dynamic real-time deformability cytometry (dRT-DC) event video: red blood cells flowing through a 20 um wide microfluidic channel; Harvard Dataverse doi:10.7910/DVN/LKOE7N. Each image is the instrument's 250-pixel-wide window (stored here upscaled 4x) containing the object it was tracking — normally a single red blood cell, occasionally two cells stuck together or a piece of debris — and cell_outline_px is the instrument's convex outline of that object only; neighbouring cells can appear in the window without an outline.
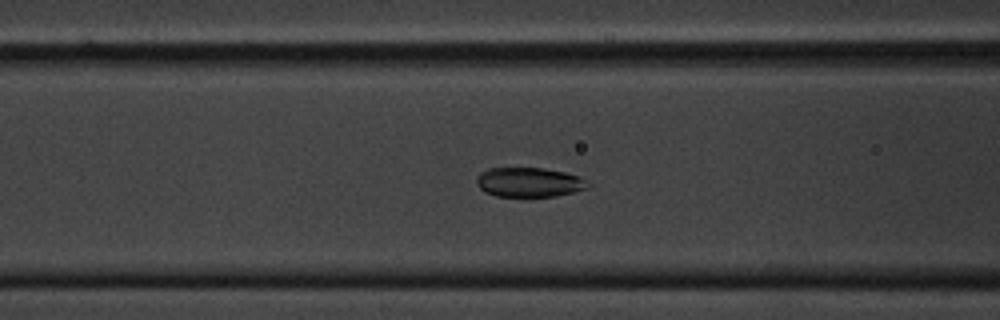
{"species": "common noctule bat (a hibernating species)", "species_latin": "Nyctalus noctula", "temperature_condition": "cold", "stored_images_in_passage": 60, "camera_frame_rate_fps": 3000, "um_per_image_px": 0.085, "animal": {"sex": "male", "body_mass_g": 20.1, "forearm_length_mm": 53.5}, "frame": {"image": 1, "passage_image": 24, "time_ms": 7.667, "image_size_px": [1000, 320], "cell_outline_px": [[588, 188], [556, 196], [528, 200], [524, 200], [496, 196], [480, 188], [476, 180], [480, 172], [488, 168], [544, 168], [564, 172], [580, 176], [584, 180]], "centroid_in_image_um": [44.94, 15.54], "position_along_channel_um": 121.7, "area_um2": 19.77}}
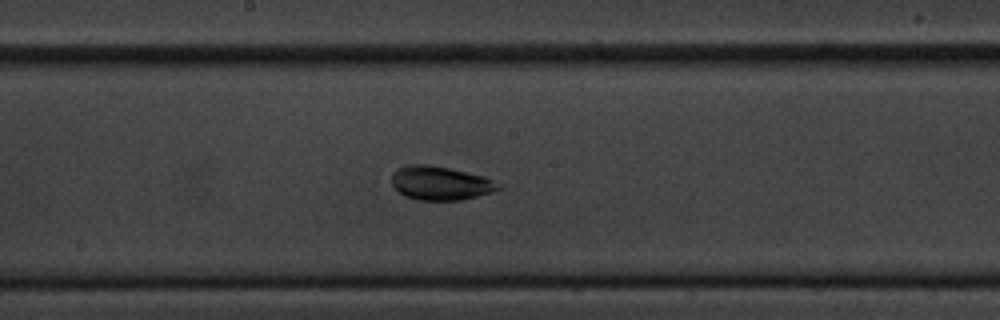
{"frame": {"image": 2, "passage_image": 32, "time_ms": 10.333, "image_size_px": [1000, 320], "cell_outline_px": [[504, 188], [492, 192], [460, 200], [420, 200], [404, 196], [392, 184], [392, 172], [396, 168], [404, 164], [428, 164], [448, 168], [484, 176], [500, 184]], "centroid_in_image_um": [37.42, 15.55], "position_along_channel_um": 210.8, "area_um2": 21.1}}
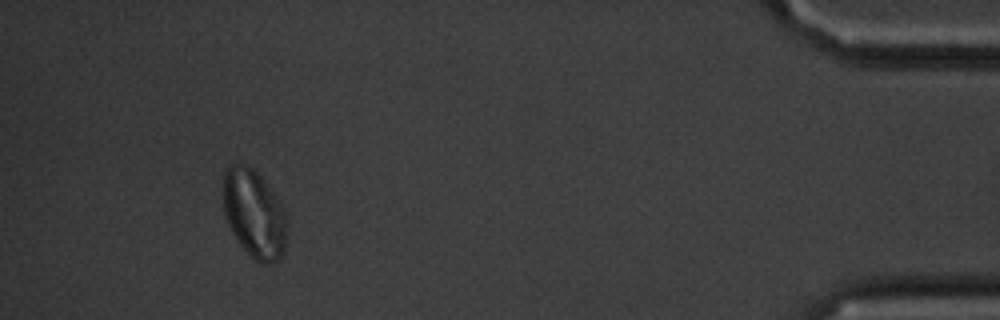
{"frame": {"image": 3, "passage_image": 56, "time_ms": 18.333, "image_size_px": [1000, 320], "cell_outline_px": [[284, 252], [272, 264], [260, 264], [236, 240], [228, 224], [224, 212], [224, 172], [232, 164], [244, 164], [252, 168], [264, 180], [284, 208]], "centroid_in_image_um": [21.58, 18.17], "position_along_channel_um": 413.6, "area_um2": 32.02}}